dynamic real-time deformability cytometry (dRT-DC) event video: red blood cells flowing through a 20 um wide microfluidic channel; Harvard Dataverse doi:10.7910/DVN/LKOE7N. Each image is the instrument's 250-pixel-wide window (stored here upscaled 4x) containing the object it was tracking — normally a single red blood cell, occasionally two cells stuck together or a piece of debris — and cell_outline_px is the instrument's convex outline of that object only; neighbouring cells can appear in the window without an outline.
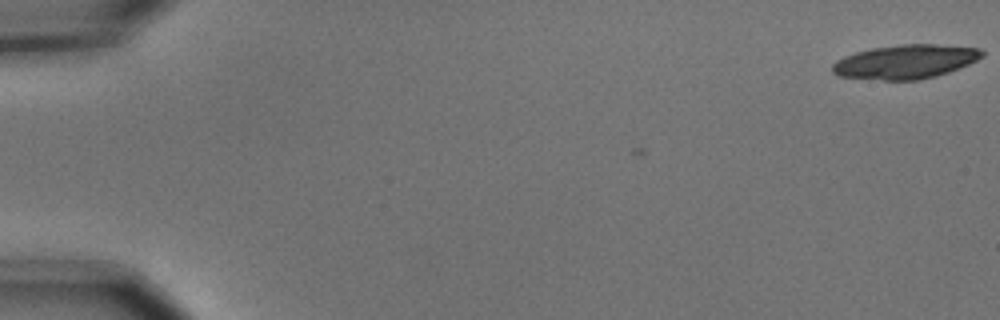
{"species": "common noctule bat (a hibernating species)", "species_latin": "Nyctalus noctula", "temperature_condition": "cold", "stored_images_in_passage": 3, "camera_frame_rate_fps": 3000, "um_per_image_px": 0.085, "animal": {"sex": "male", "body_mass_g": 15.6}, "frame": {"image": 1, "passage_image": 1, "time_ms": 0.0, "image_size_px": [1000, 320], "cell_outline_px": [[984, 56], [968, 64], [948, 72], [936, 76], [920, 80], [884, 80], [840, 76], [832, 72], [832, 64], [836, 60], [844, 56], [856, 52], [872, 48], [904, 44], [936, 44], [980, 48], [984, 52]], "centroid_in_image_um": [76.97, 5.24], "position_along_channel_um": 8.0, "area_um2": 29.59}}